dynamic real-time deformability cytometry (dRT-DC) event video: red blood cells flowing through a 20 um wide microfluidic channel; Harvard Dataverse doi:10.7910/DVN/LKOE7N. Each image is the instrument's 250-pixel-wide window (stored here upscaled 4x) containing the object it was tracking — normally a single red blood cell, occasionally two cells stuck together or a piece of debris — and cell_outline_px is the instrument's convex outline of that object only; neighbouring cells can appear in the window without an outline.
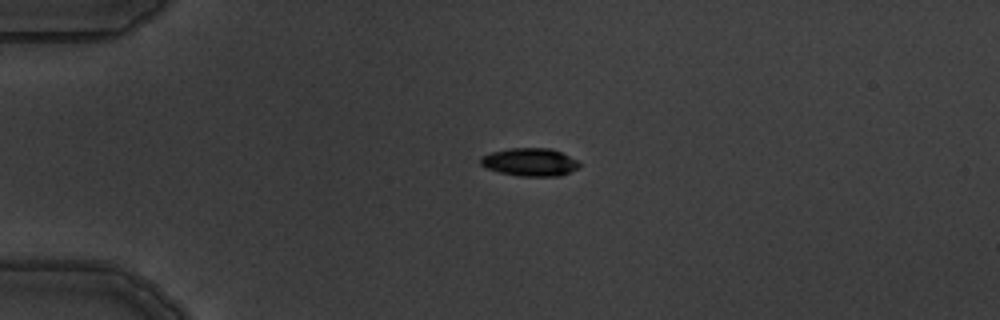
{"species": "common noctule bat (a hibernating species)", "species_latin": "Nyctalus noctula", "temperature_condition": "warm", "stored_images_in_passage": 3, "camera_frame_rate_fps": 3000, "um_per_image_px": 0.085, "animal": {"sex": "male", "body_mass_g": 19.5, "forearm_length_mm": 54.6}, "frame": {"image": 1, "passage_image": 2, "time_ms": 1.333, "image_size_px": [1000, 320], "cell_outline_px": [[580, 164], [576, 168], [560, 176], [520, 176], [500, 172], [488, 168], [480, 164], [480, 156], [492, 152], [512, 148], [552, 148], [576, 160]], "centroid_in_image_um": [45.01, 13.77], "position_along_channel_um": 40.0, "area_um2": 15.84}}